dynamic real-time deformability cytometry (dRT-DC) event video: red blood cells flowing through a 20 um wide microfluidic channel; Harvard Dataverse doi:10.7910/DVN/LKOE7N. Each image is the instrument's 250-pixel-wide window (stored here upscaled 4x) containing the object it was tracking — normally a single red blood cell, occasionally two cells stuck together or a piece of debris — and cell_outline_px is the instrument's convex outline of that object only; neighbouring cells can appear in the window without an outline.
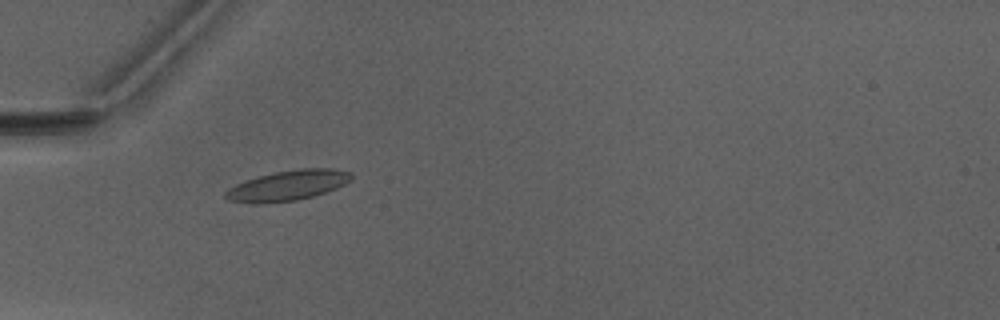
{"species": "Egyptian fruit bat (a non-hibernating species)", "species_latin": "Rousettus aegyptiacus", "temperature_condition": "warm", "stored_images_in_passage": 39, "camera_frame_rate_fps": 3000, "um_per_image_px": 0.085, "animal": {"sex": "male"}, "frame": {"image": 1, "passage_image": 5, "time_ms": 1.333, "image_size_px": [1000, 320], "cell_outline_px": [[352, 180], [336, 188], [312, 196], [296, 200], [260, 204], [256, 204], [228, 200], [224, 196], [224, 192], [228, 188], [244, 180], [276, 172], [300, 168], [332, 168], [352, 172]], "centroid_in_image_um": [24.45, 15.76], "position_along_channel_um": 60.6, "area_um2": 22.14}}
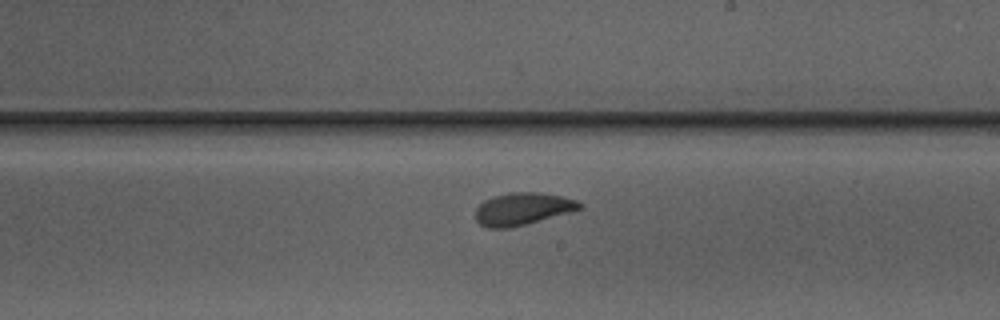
{"frame": {"image": 2, "passage_image": 19, "time_ms": 6.0, "image_size_px": [1000, 320], "cell_outline_px": [[584, 208], [572, 212], [512, 228], [488, 228], [480, 224], [476, 220], [476, 208], [484, 200], [492, 196], [508, 192], [540, 192], [560, 196], [576, 200], [584, 204]], "centroid_in_image_um": [44.44, 17.75], "position_along_channel_um": 244.6, "area_um2": 19.94}}
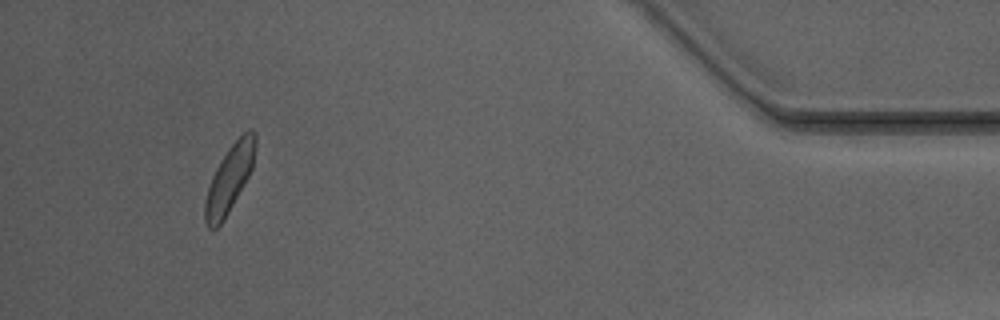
{"frame": {"image": 3, "passage_image": 36, "time_ms": 11.667, "image_size_px": [1000, 320], "cell_outline_px": [[256, 148], [252, 168], [244, 184], [224, 220], [216, 228], [208, 228], [204, 220], [204, 204], [208, 184], [220, 160], [228, 148], [248, 128], [252, 128], [256, 132]], "centroid_in_image_um": [19.5, 15.17], "position_along_channel_um": 415.7, "area_um2": 19.71}, "authors_computed_cell_mechanics": {"area_um2": 19.4786, "velocity_mm_per_s": 4.0841, "shape_relaxation_time_tau1_ms": 2.8083, "shape_relaxation_time_tau2_ms": 1.6016, "deformation_change_tau1": 0.1078, "deformation_change_tau2": 0.0811}}